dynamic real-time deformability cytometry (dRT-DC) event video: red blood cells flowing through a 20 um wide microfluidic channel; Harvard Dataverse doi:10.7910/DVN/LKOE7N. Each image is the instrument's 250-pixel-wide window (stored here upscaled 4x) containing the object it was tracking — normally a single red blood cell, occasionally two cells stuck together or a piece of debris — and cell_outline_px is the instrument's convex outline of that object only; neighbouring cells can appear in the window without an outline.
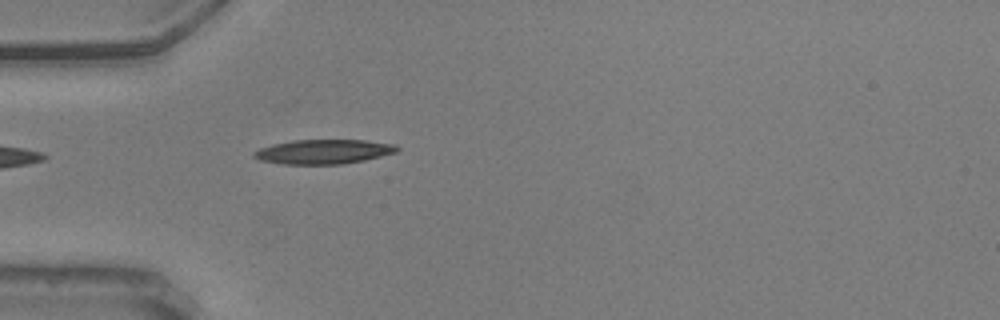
{"species": "common noctule bat (a hibernating species)", "species_latin": "Nyctalus noctula", "temperature_condition": "warm", "stored_images_in_passage": 17, "camera_frame_rate_fps": 3000, "um_per_image_px": 0.085, "animal": {"sex": "male", "body_mass_g": 20.5, "forearm_length_mm": 52.5}, "frame": {"image": 1, "passage_image": 1, "time_ms": 0.0, "image_size_px": [1000, 320], "cell_outline_px": [[400, 148], [396, 152], [364, 160], [344, 164], [284, 164], [260, 160], [252, 156], [252, 152], [260, 148], [272, 144], [292, 140], [364, 140], [396, 144]], "centroid_in_image_um": [27.49, 12.89], "position_along_channel_um": 57.5, "area_um2": 20.4}}